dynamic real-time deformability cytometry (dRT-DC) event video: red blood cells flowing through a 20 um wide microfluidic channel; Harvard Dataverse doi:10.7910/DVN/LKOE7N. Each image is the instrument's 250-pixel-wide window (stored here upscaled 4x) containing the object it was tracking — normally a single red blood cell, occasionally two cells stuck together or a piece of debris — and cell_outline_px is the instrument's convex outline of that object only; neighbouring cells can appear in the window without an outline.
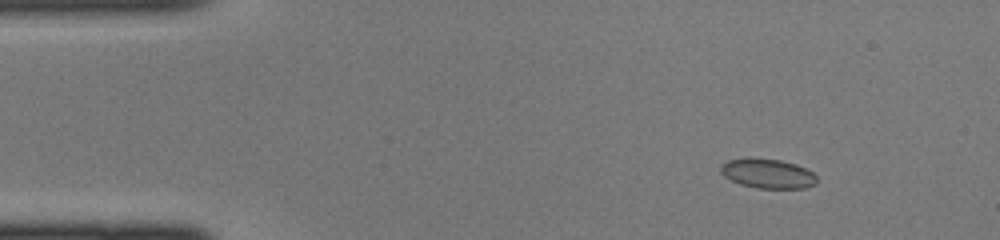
{"species": "common noctule bat (a hibernating species)", "species_latin": "Nyctalus noctula", "temperature_condition": "cold", "stored_images_in_passage": 5, "camera_frame_rate_fps": 3000, "um_per_image_px": 0.085, "animal": {"sex": "female", "body_mass_g": 22.0, "forearm_length_mm": 56.7}, "frame": {"image": 1, "passage_image": 1, "time_ms": 0.0, "image_size_px": [1000, 240], "cell_outline_px": [[816, 184], [804, 188], [756, 188], [740, 184], [724, 176], [720, 172], [720, 164], [728, 160], [780, 160], [796, 164], [812, 172], [816, 176]], "centroid_in_image_um": [65.27, 14.79], "position_along_channel_um": 19.7, "area_um2": 16.01}}